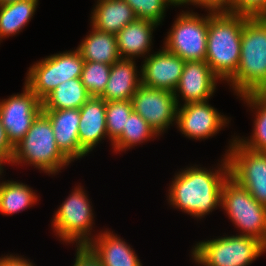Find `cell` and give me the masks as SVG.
I'll list each match as a JSON object with an SVG mask.
<instances>
[{"mask_svg":"<svg viewBox=\"0 0 266 266\" xmlns=\"http://www.w3.org/2000/svg\"><path fill=\"white\" fill-rule=\"evenodd\" d=\"M265 251L257 238L236 234L197 243L192 258L202 266H247Z\"/></svg>","mask_w":266,"mask_h":266,"instance_id":"cell-5","label":"cell"},{"mask_svg":"<svg viewBox=\"0 0 266 266\" xmlns=\"http://www.w3.org/2000/svg\"><path fill=\"white\" fill-rule=\"evenodd\" d=\"M218 77L212 72L206 61H185L180 81L174 96L179 105V94L184 104L206 102L215 92Z\"/></svg>","mask_w":266,"mask_h":266,"instance_id":"cell-15","label":"cell"},{"mask_svg":"<svg viewBox=\"0 0 266 266\" xmlns=\"http://www.w3.org/2000/svg\"><path fill=\"white\" fill-rule=\"evenodd\" d=\"M14 1H17V0H0V5L6 4V3H10V2H14Z\"/></svg>","mask_w":266,"mask_h":266,"instance_id":"cell-38","label":"cell"},{"mask_svg":"<svg viewBox=\"0 0 266 266\" xmlns=\"http://www.w3.org/2000/svg\"><path fill=\"white\" fill-rule=\"evenodd\" d=\"M208 13L205 61L219 80L228 81L239 65L243 26L249 16L228 12Z\"/></svg>","mask_w":266,"mask_h":266,"instance_id":"cell-2","label":"cell"},{"mask_svg":"<svg viewBox=\"0 0 266 266\" xmlns=\"http://www.w3.org/2000/svg\"><path fill=\"white\" fill-rule=\"evenodd\" d=\"M259 92L266 95V85Z\"/></svg>","mask_w":266,"mask_h":266,"instance_id":"cell-39","label":"cell"},{"mask_svg":"<svg viewBox=\"0 0 266 266\" xmlns=\"http://www.w3.org/2000/svg\"><path fill=\"white\" fill-rule=\"evenodd\" d=\"M38 0H17L0 5V41L19 33L30 21Z\"/></svg>","mask_w":266,"mask_h":266,"instance_id":"cell-24","label":"cell"},{"mask_svg":"<svg viewBox=\"0 0 266 266\" xmlns=\"http://www.w3.org/2000/svg\"><path fill=\"white\" fill-rule=\"evenodd\" d=\"M222 161L218 170L211 171L196 165L177 173L169 189V203L200 219L220 207L222 186L229 175L226 154Z\"/></svg>","mask_w":266,"mask_h":266,"instance_id":"cell-1","label":"cell"},{"mask_svg":"<svg viewBox=\"0 0 266 266\" xmlns=\"http://www.w3.org/2000/svg\"><path fill=\"white\" fill-rule=\"evenodd\" d=\"M50 120L57 147L72 162L87 153L80 147L79 109L43 110Z\"/></svg>","mask_w":266,"mask_h":266,"instance_id":"cell-16","label":"cell"},{"mask_svg":"<svg viewBox=\"0 0 266 266\" xmlns=\"http://www.w3.org/2000/svg\"><path fill=\"white\" fill-rule=\"evenodd\" d=\"M250 108L256 109L253 134L247 140L236 139L246 148L266 152V95L253 92L239 96Z\"/></svg>","mask_w":266,"mask_h":266,"instance_id":"cell-26","label":"cell"},{"mask_svg":"<svg viewBox=\"0 0 266 266\" xmlns=\"http://www.w3.org/2000/svg\"><path fill=\"white\" fill-rule=\"evenodd\" d=\"M90 32L77 47L84 61L112 65L121 59L115 34L101 31L93 26Z\"/></svg>","mask_w":266,"mask_h":266,"instance_id":"cell-22","label":"cell"},{"mask_svg":"<svg viewBox=\"0 0 266 266\" xmlns=\"http://www.w3.org/2000/svg\"><path fill=\"white\" fill-rule=\"evenodd\" d=\"M227 119L206 101L178 107L176 124L188 138L207 139L219 132Z\"/></svg>","mask_w":266,"mask_h":266,"instance_id":"cell-13","label":"cell"},{"mask_svg":"<svg viewBox=\"0 0 266 266\" xmlns=\"http://www.w3.org/2000/svg\"><path fill=\"white\" fill-rule=\"evenodd\" d=\"M228 13L250 17L266 16V0H231Z\"/></svg>","mask_w":266,"mask_h":266,"instance_id":"cell-31","label":"cell"},{"mask_svg":"<svg viewBox=\"0 0 266 266\" xmlns=\"http://www.w3.org/2000/svg\"><path fill=\"white\" fill-rule=\"evenodd\" d=\"M132 111L131 100L106 101V130L112 144L121 136Z\"/></svg>","mask_w":266,"mask_h":266,"instance_id":"cell-28","label":"cell"},{"mask_svg":"<svg viewBox=\"0 0 266 266\" xmlns=\"http://www.w3.org/2000/svg\"><path fill=\"white\" fill-rule=\"evenodd\" d=\"M13 152L14 146L10 143L0 118V154L11 162Z\"/></svg>","mask_w":266,"mask_h":266,"instance_id":"cell-34","label":"cell"},{"mask_svg":"<svg viewBox=\"0 0 266 266\" xmlns=\"http://www.w3.org/2000/svg\"><path fill=\"white\" fill-rule=\"evenodd\" d=\"M177 17L164 48L185 61H204L207 54L208 14L184 12Z\"/></svg>","mask_w":266,"mask_h":266,"instance_id":"cell-9","label":"cell"},{"mask_svg":"<svg viewBox=\"0 0 266 266\" xmlns=\"http://www.w3.org/2000/svg\"><path fill=\"white\" fill-rule=\"evenodd\" d=\"M227 83L237 96L259 92L266 85V16L245 20L239 65Z\"/></svg>","mask_w":266,"mask_h":266,"instance_id":"cell-3","label":"cell"},{"mask_svg":"<svg viewBox=\"0 0 266 266\" xmlns=\"http://www.w3.org/2000/svg\"><path fill=\"white\" fill-rule=\"evenodd\" d=\"M231 0H198V6L212 12H228Z\"/></svg>","mask_w":266,"mask_h":266,"instance_id":"cell-33","label":"cell"},{"mask_svg":"<svg viewBox=\"0 0 266 266\" xmlns=\"http://www.w3.org/2000/svg\"><path fill=\"white\" fill-rule=\"evenodd\" d=\"M84 192L81 186L76 187L60 205L51 224L60 239L66 243L76 242V246L87 245L93 239L90 234L93 211Z\"/></svg>","mask_w":266,"mask_h":266,"instance_id":"cell-8","label":"cell"},{"mask_svg":"<svg viewBox=\"0 0 266 266\" xmlns=\"http://www.w3.org/2000/svg\"><path fill=\"white\" fill-rule=\"evenodd\" d=\"M90 18L91 26L115 35L137 19L124 0H98Z\"/></svg>","mask_w":266,"mask_h":266,"instance_id":"cell-21","label":"cell"},{"mask_svg":"<svg viewBox=\"0 0 266 266\" xmlns=\"http://www.w3.org/2000/svg\"><path fill=\"white\" fill-rule=\"evenodd\" d=\"M131 103L133 111L138 113L157 135L164 133L173 121L177 122L178 105L171 91L141 84Z\"/></svg>","mask_w":266,"mask_h":266,"instance_id":"cell-11","label":"cell"},{"mask_svg":"<svg viewBox=\"0 0 266 266\" xmlns=\"http://www.w3.org/2000/svg\"><path fill=\"white\" fill-rule=\"evenodd\" d=\"M137 73L134 59L117 60L111 65L107 85L100 97L105 101L131 100L141 85V74Z\"/></svg>","mask_w":266,"mask_h":266,"instance_id":"cell-18","label":"cell"},{"mask_svg":"<svg viewBox=\"0 0 266 266\" xmlns=\"http://www.w3.org/2000/svg\"><path fill=\"white\" fill-rule=\"evenodd\" d=\"M83 65L78 49L48 56L29 68L25 85L42 101L62 82L81 78Z\"/></svg>","mask_w":266,"mask_h":266,"instance_id":"cell-7","label":"cell"},{"mask_svg":"<svg viewBox=\"0 0 266 266\" xmlns=\"http://www.w3.org/2000/svg\"><path fill=\"white\" fill-rule=\"evenodd\" d=\"M79 111V143L88 154L102 139L107 137L106 101L101 97L91 96Z\"/></svg>","mask_w":266,"mask_h":266,"instance_id":"cell-17","label":"cell"},{"mask_svg":"<svg viewBox=\"0 0 266 266\" xmlns=\"http://www.w3.org/2000/svg\"><path fill=\"white\" fill-rule=\"evenodd\" d=\"M3 162L5 164L6 163H10V161L5 156H3V155L0 154V175H2V173H3V166H2V165H4Z\"/></svg>","mask_w":266,"mask_h":266,"instance_id":"cell-37","label":"cell"},{"mask_svg":"<svg viewBox=\"0 0 266 266\" xmlns=\"http://www.w3.org/2000/svg\"><path fill=\"white\" fill-rule=\"evenodd\" d=\"M29 186L16 181L0 183V213L11 215L37 202V195Z\"/></svg>","mask_w":266,"mask_h":266,"instance_id":"cell-25","label":"cell"},{"mask_svg":"<svg viewBox=\"0 0 266 266\" xmlns=\"http://www.w3.org/2000/svg\"><path fill=\"white\" fill-rule=\"evenodd\" d=\"M221 206L240 228L241 235L252 236L266 245V207L230 175L222 186Z\"/></svg>","mask_w":266,"mask_h":266,"instance_id":"cell-6","label":"cell"},{"mask_svg":"<svg viewBox=\"0 0 266 266\" xmlns=\"http://www.w3.org/2000/svg\"><path fill=\"white\" fill-rule=\"evenodd\" d=\"M11 164L27 163L55 175L71 161L57 147L52 124L41 112L23 139L14 146Z\"/></svg>","mask_w":266,"mask_h":266,"instance_id":"cell-4","label":"cell"},{"mask_svg":"<svg viewBox=\"0 0 266 266\" xmlns=\"http://www.w3.org/2000/svg\"><path fill=\"white\" fill-rule=\"evenodd\" d=\"M76 258L73 266H103L100 259L87 246H76Z\"/></svg>","mask_w":266,"mask_h":266,"instance_id":"cell-32","label":"cell"},{"mask_svg":"<svg viewBox=\"0 0 266 266\" xmlns=\"http://www.w3.org/2000/svg\"><path fill=\"white\" fill-rule=\"evenodd\" d=\"M0 266H34L32 262L20 256L0 257Z\"/></svg>","mask_w":266,"mask_h":266,"instance_id":"cell-35","label":"cell"},{"mask_svg":"<svg viewBox=\"0 0 266 266\" xmlns=\"http://www.w3.org/2000/svg\"><path fill=\"white\" fill-rule=\"evenodd\" d=\"M111 65L84 61L81 80L90 96L100 97L107 85Z\"/></svg>","mask_w":266,"mask_h":266,"instance_id":"cell-29","label":"cell"},{"mask_svg":"<svg viewBox=\"0 0 266 266\" xmlns=\"http://www.w3.org/2000/svg\"><path fill=\"white\" fill-rule=\"evenodd\" d=\"M157 25L150 20L136 19L120 30L116 37L121 58L144 57L151 50L152 34Z\"/></svg>","mask_w":266,"mask_h":266,"instance_id":"cell-20","label":"cell"},{"mask_svg":"<svg viewBox=\"0 0 266 266\" xmlns=\"http://www.w3.org/2000/svg\"><path fill=\"white\" fill-rule=\"evenodd\" d=\"M170 5H173V6H181V5H189V3L192 5H198V0H168Z\"/></svg>","mask_w":266,"mask_h":266,"instance_id":"cell-36","label":"cell"},{"mask_svg":"<svg viewBox=\"0 0 266 266\" xmlns=\"http://www.w3.org/2000/svg\"><path fill=\"white\" fill-rule=\"evenodd\" d=\"M87 246L103 266H142L135 251L113 232H101Z\"/></svg>","mask_w":266,"mask_h":266,"instance_id":"cell-19","label":"cell"},{"mask_svg":"<svg viewBox=\"0 0 266 266\" xmlns=\"http://www.w3.org/2000/svg\"><path fill=\"white\" fill-rule=\"evenodd\" d=\"M157 136L150 125L136 112L132 111L127 119L121 136L112 144L114 151H126Z\"/></svg>","mask_w":266,"mask_h":266,"instance_id":"cell-27","label":"cell"},{"mask_svg":"<svg viewBox=\"0 0 266 266\" xmlns=\"http://www.w3.org/2000/svg\"><path fill=\"white\" fill-rule=\"evenodd\" d=\"M229 145V175L266 207V152L250 150L235 137Z\"/></svg>","mask_w":266,"mask_h":266,"instance_id":"cell-10","label":"cell"},{"mask_svg":"<svg viewBox=\"0 0 266 266\" xmlns=\"http://www.w3.org/2000/svg\"><path fill=\"white\" fill-rule=\"evenodd\" d=\"M133 9L137 19L150 20L158 25L165 17L168 0H124Z\"/></svg>","mask_w":266,"mask_h":266,"instance_id":"cell-30","label":"cell"},{"mask_svg":"<svg viewBox=\"0 0 266 266\" xmlns=\"http://www.w3.org/2000/svg\"><path fill=\"white\" fill-rule=\"evenodd\" d=\"M23 93L0 101V118L10 143L15 146L43 111L41 100L24 84Z\"/></svg>","mask_w":266,"mask_h":266,"instance_id":"cell-12","label":"cell"},{"mask_svg":"<svg viewBox=\"0 0 266 266\" xmlns=\"http://www.w3.org/2000/svg\"><path fill=\"white\" fill-rule=\"evenodd\" d=\"M141 67V84L150 88L174 92L180 81L185 60L164 47L146 56Z\"/></svg>","mask_w":266,"mask_h":266,"instance_id":"cell-14","label":"cell"},{"mask_svg":"<svg viewBox=\"0 0 266 266\" xmlns=\"http://www.w3.org/2000/svg\"><path fill=\"white\" fill-rule=\"evenodd\" d=\"M81 78L62 82L41 102L43 110L80 109L90 98Z\"/></svg>","mask_w":266,"mask_h":266,"instance_id":"cell-23","label":"cell"}]
</instances>
